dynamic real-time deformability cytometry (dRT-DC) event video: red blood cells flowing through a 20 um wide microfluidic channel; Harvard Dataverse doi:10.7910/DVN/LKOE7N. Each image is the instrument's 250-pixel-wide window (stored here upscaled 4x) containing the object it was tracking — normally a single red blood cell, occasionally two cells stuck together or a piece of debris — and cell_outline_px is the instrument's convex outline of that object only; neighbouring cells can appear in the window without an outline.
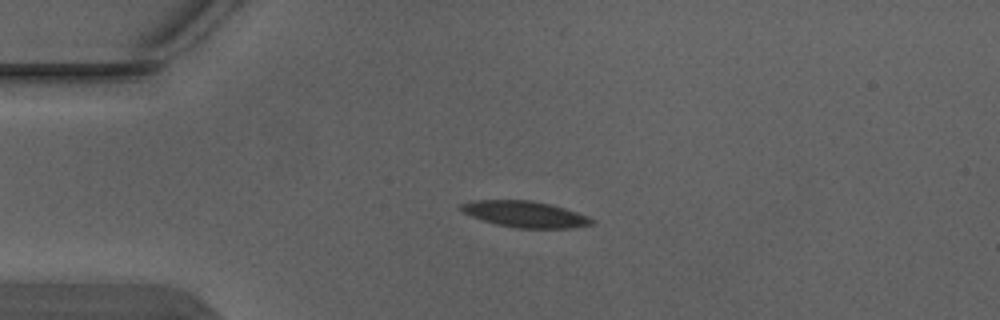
{"species": "Egyptian fruit bat (a non-hibernating species)", "species_latin": "Rousettus aegyptiacus", "temperature_condition": "warm", "stored_images_in_passage": 2, "camera_frame_rate_fps": 3000, "um_per_image_px": 0.085, "animal": {"sex": "male"}, "frame": {"image": 1, "passage_image": 1, "time_ms": 0.0, "image_size_px": [1000, 320], "cell_outline_px": [[596, 224], [572, 228], [516, 228], [496, 224], [472, 216], [464, 212], [460, 208], [460, 204], [472, 200], [532, 200], [552, 204], [588, 216], [596, 220]], "centroid_in_image_um": [44.69, 18.2], "position_along_channel_um": 40.3, "area_um2": 20.06}}